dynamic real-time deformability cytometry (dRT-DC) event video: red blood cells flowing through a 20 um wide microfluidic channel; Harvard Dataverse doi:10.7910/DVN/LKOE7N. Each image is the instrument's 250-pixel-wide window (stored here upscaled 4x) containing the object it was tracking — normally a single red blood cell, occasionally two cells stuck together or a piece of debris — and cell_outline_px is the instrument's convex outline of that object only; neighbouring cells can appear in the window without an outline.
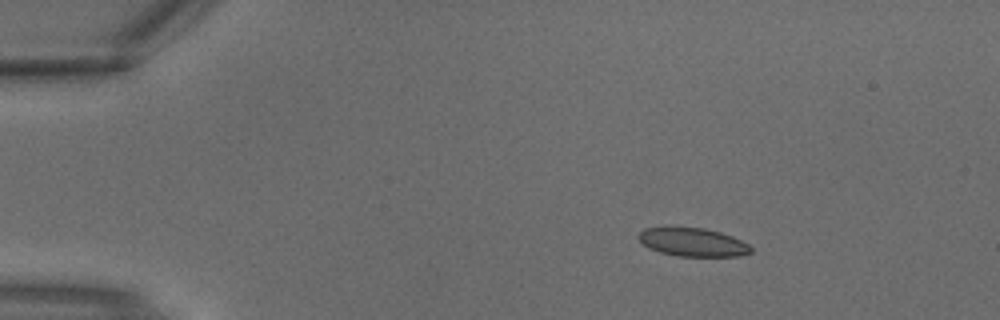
{"species": "common noctule bat (a hibernating species)", "species_latin": "Nyctalus noctula", "temperature_condition": "warm", "stored_images_in_passage": 3, "camera_frame_rate_fps": 3000, "um_per_image_px": 0.085, "animal": {"sex": "male", "body_mass_g": 18.8}, "frame": {"image": 1, "passage_image": 1, "time_ms": 0.0, "image_size_px": [1000, 320], "cell_outline_px": [[752, 252], [740, 256], [676, 256], [660, 252], [648, 248], [636, 236], [644, 228], [704, 228], [720, 232], [732, 236], [748, 244], [752, 248]], "centroid_in_image_um": [58.89, 20.6], "position_along_channel_um": 26.1, "area_um2": 18.44}}